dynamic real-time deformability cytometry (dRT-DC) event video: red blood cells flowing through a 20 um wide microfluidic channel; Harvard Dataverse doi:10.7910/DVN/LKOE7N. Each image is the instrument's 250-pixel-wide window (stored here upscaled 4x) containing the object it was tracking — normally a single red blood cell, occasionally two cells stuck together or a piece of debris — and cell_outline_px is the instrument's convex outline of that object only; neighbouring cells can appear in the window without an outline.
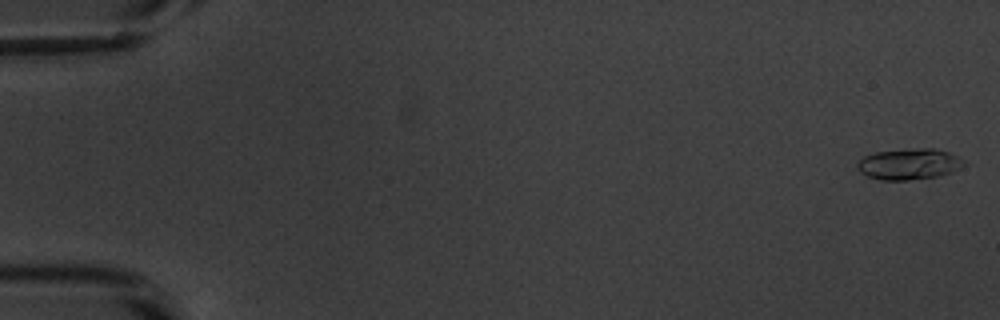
{"species": "common noctule bat (a hibernating species)", "species_latin": "Nyctalus noctula", "temperature_condition": "warm", "stored_images_in_passage": 6, "camera_frame_rate_fps": 3000, "um_per_image_px": 0.085, "animal": {"sex": "male", "body_mass_g": 20.1, "forearm_length_mm": 53.5}, "frame": {"image": 1, "passage_image": 1, "time_ms": 0.0, "image_size_px": [1000, 320], "cell_outline_px": [[968, 164], [952, 172], [940, 176], [908, 180], [884, 180], [868, 176], [860, 172], [856, 168], [856, 164], [864, 156], [876, 152], [916, 148], [936, 148], [948, 152], [964, 160]], "centroid_in_image_um": [77.3, 13.94], "position_along_channel_um": 7.7, "area_um2": 19.36}}